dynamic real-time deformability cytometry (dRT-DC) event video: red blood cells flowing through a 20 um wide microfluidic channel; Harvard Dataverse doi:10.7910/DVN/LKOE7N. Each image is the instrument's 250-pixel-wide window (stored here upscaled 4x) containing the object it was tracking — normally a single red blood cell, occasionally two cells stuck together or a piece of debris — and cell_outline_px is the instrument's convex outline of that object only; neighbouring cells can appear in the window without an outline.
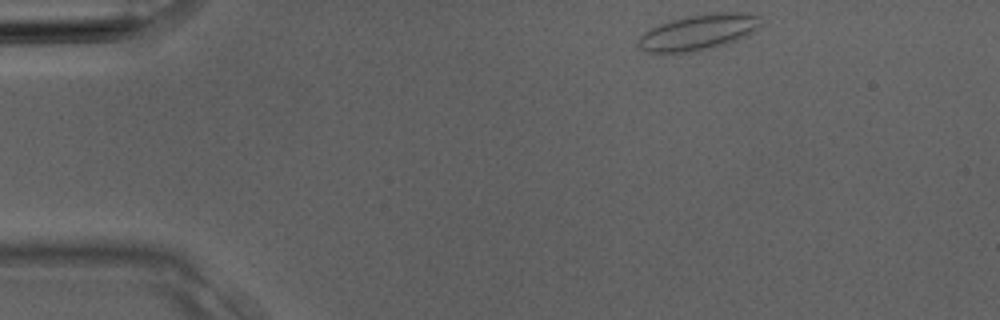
{"species": "Egyptian fruit bat (a non-hibernating species)", "species_latin": "Rousettus aegyptiacus", "temperature_condition": "room temperature", "stored_images_in_passage": 3, "camera_frame_rate_fps": 3000, "um_per_image_px": 0.085, "animal": {"sex": "male"}, "frame": {"image": 1, "passage_image": 1, "time_ms": 0.0, "image_size_px": [1000, 320], "cell_outline_px": [[760, 28], [756, 32], [716, 48], [692, 52], [648, 52], [640, 48], [636, 44], [640, 36], [644, 32], [660, 24], [672, 20], [688, 16], [716, 12], [748, 12], [760, 16]], "centroid_in_image_um": [59.43, 2.74], "position_along_channel_um": 25.6, "area_um2": 25.66}}